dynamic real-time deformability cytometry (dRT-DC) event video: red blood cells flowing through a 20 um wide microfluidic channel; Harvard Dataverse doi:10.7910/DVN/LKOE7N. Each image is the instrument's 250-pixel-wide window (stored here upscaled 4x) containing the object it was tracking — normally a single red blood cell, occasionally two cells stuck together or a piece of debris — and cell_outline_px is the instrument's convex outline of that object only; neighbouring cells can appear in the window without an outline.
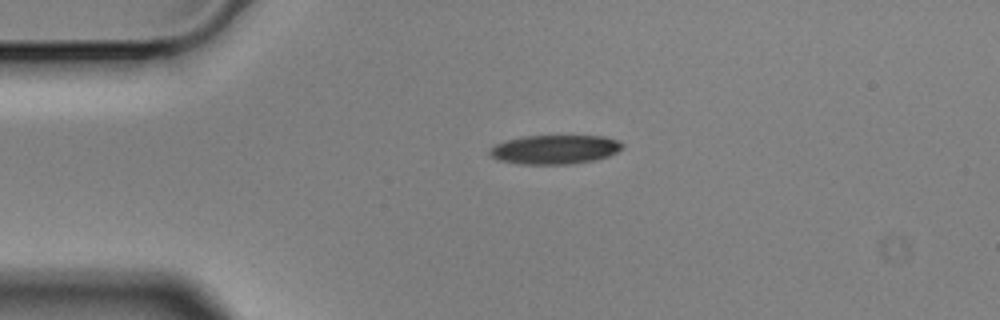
{"species": "Egyptian fruit bat (a non-hibernating species)", "species_latin": "Rousettus aegyptiacus", "temperature_condition": "cold", "stored_images_in_passage": 2, "camera_frame_rate_fps": 3000, "um_per_image_px": 0.085, "animal": {"sex": "male"}, "frame": {"image": 1, "passage_image": 1, "time_ms": 0.0, "image_size_px": [1000, 320], "cell_outline_px": [[624, 148], [608, 156], [592, 160], [568, 164], [520, 164], [500, 160], [492, 156], [488, 152], [496, 144], [508, 140], [524, 136], [604, 136], [616, 140], [624, 144]], "centroid_in_image_um": [47.18, 12.7], "position_along_channel_um": 37.8, "area_um2": 22.2}}